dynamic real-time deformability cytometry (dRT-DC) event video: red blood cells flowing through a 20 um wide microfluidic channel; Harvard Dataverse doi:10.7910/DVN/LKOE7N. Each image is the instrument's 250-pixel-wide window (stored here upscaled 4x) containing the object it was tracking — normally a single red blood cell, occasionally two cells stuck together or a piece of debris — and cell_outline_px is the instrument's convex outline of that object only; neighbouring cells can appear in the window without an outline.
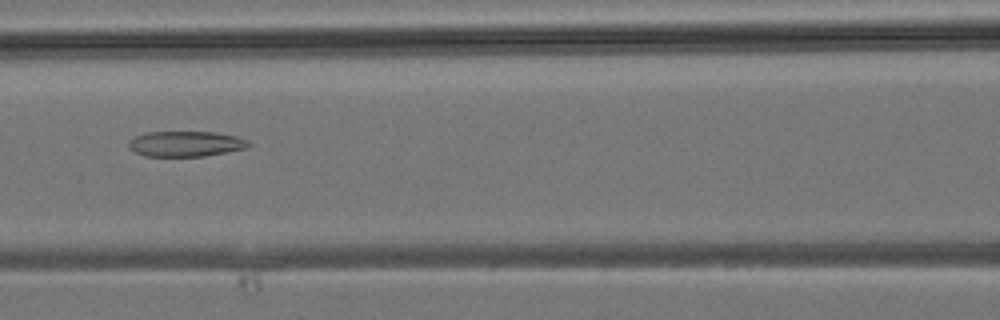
{"species": "common noctule bat (a hibernating species)", "species_latin": "Nyctalus noctula", "temperature_condition": "room temperature", "stored_images_in_passage": 23, "camera_frame_rate_fps": 3000, "um_per_image_px": 0.085, "animal": {"sex": "male", "body_mass_g": 19.2, "forearm_length_mm": 51.8}, "frame": {"image": 1, "passage_image": 5, "time_ms": 1.333, "image_size_px": [1000, 320], "cell_outline_px": [[252, 144], [244, 148], [204, 156], [144, 156], [128, 148], [128, 140], [136, 136], [148, 132], [216, 132], [240, 136], [248, 140]], "centroid_in_image_um": [15.79, 12.21], "position_along_channel_um": 150.8, "area_um2": 17.8}}
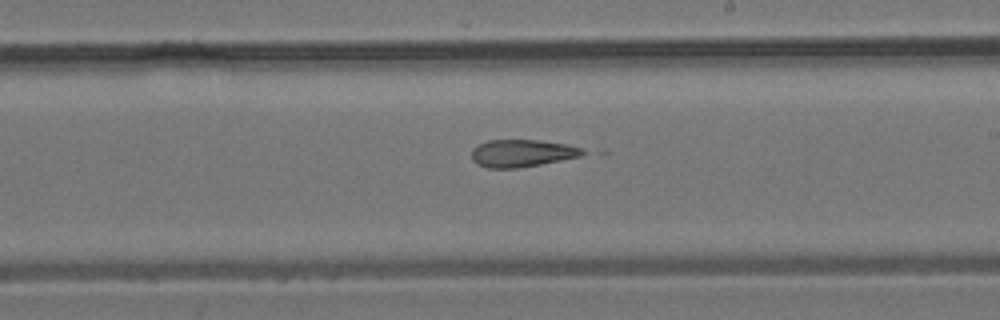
{"frame": {"image": 2, "passage_image": 10, "time_ms": 3.0, "image_size_px": [1000, 320], "cell_outline_px": [[588, 152], [580, 156], [540, 164], [516, 168], [488, 168], [476, 164], [472, 160], [472, 148], [488, 140], [540, 140], [568, 144], [584, 148]], "centroid_in_image_um": [44.39, 13.01], "position_along_channel_um": 244.6, "area_um2": 17.8}}
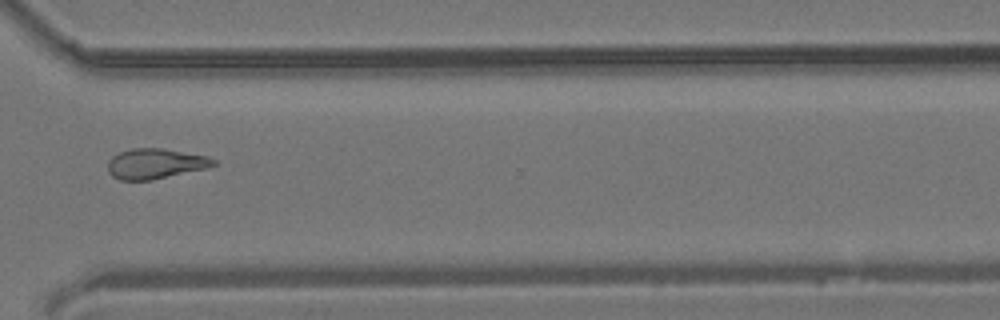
{"frame": {"image": 3, "passage_image": 16, "time_ms": 5.0, "image_size_px": [1000, 320], "cell_outline_px": [[216, 164], [208, 168], [152, 180], [120, 180], [112, 176], [108, 172], [108, 160], [112, 156], [120, 152], [132, 148], [164, 148], [208, 156], [216, 160]], "centroid_in_image_um": [13.21, 13.91], "position_along_channel_um": 357.4, "area_um2": 18.79}}